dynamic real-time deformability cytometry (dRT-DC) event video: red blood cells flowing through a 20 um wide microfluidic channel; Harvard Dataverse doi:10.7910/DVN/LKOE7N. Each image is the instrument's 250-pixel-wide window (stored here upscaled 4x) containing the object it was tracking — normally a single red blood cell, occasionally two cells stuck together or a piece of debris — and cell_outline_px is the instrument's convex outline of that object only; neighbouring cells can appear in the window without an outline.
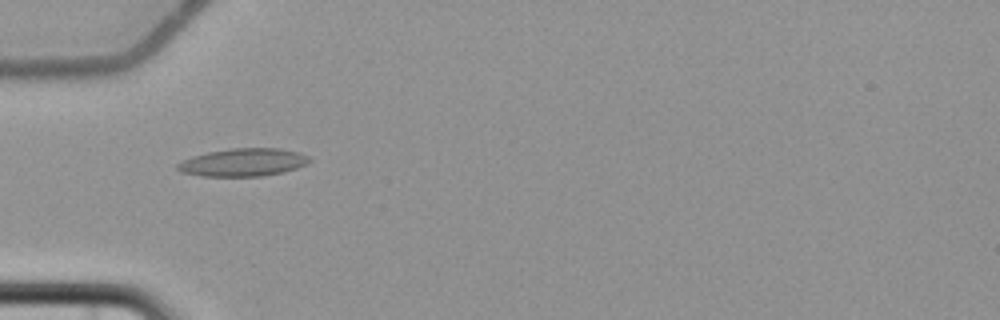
{"species": "common noctule bat (a hibernating species)", "species_latin": "Nyctalus noctula", "temperature_condition": "cold", "stored_images_in_passage": 6, "camera_frame_rate_fps": 3000, "um_per_image_px": 0.085, "animal": {"sex": "female", "body_mass_g": 22.7, "forearm_length_mm": 54.2}, "frame": {"image": 1, "passage_image": 5, "time_ms": 5.667, "image_size_px": [1000, 320], "cell_outline_px": [[312, 160], [308, 164], [284, 172], [260, 176], [200, 176], [180, 172], [176, 168], [176, 164], [192, 156], [208, 152], [228, 148], [280, 148], [300, 152], [308, 156]], "centroid_in_image_um": [20.68, 13.79], "position_along_channel_um": 64.3, "area_um2": 21.62}}
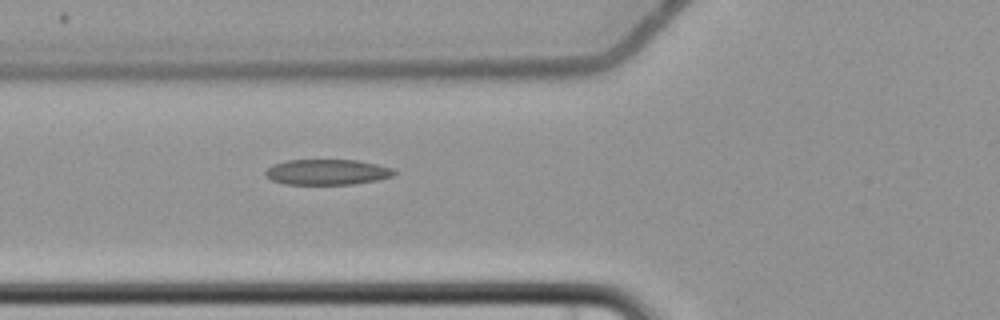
{"frame": {"image": 2, "passage_image": 6, "time_ms": 6.667, "image_size_px": [1000, 320], "cell_outline_px": [[396, 172], [392, 176], [376, 180], [356, 184], [284, 184], [272, 180], [264, 176], [264, 172], [272, 164], [288, 160], [356, 160], [376, 164], [392, 168]], "centroid_in_image_um": [27.77, 14.62], "position_along_channel_um": 98.0, "area_um2": 19.13}}